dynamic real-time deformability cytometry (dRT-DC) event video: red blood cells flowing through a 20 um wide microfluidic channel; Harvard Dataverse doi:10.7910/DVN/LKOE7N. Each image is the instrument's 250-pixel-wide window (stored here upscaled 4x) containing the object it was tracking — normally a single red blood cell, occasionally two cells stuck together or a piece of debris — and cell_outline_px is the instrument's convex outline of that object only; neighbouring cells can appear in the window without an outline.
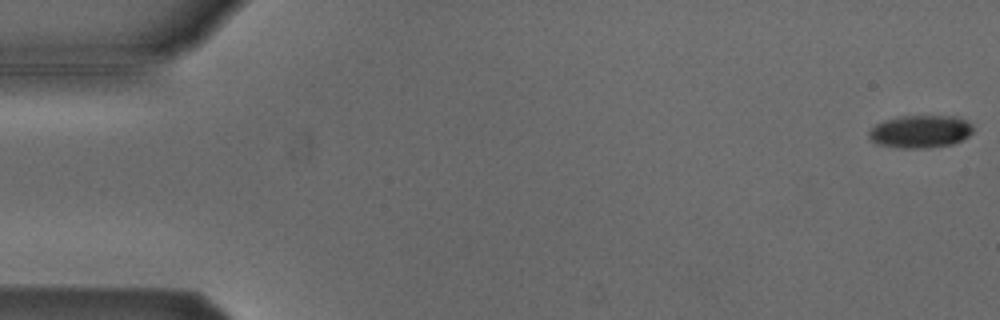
{"species": "Egyptian fruit bat (a non-hibernating species)", "species_latin": "Rousettus aegyptiacus", "temperature_condition": "cold", "stored_images_in_passage": 54, "camera_frame_rate_fps": 3000, "um_per_image_px": 0.085, "animal": {"sex": "male"}, "frame": {"image": 1, "passage_image": 1, "time_ms": 0.0, "image_size_px": [1000, 320], "cell_outline_px": [[972, 132], [968, 136], [952, 144], [928, 148], [904, 148], [876, 144], [868, 136], [868, 132], [876, 124], [884, 120], [904, 116], [956, 116], [972, 124]], "centroid_in_image_um": [78.22, 11.18], "position_along_channel_um": 6.8, "area_um2": 19.71}}
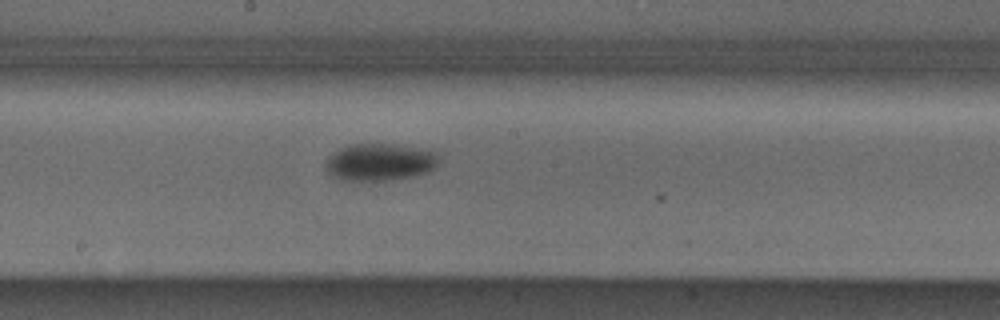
{"frame": {"image": 2, "passage_image": 29, "time_ms": 9.333, "image_size_px": [1000, 320], "cell_outline_px": [[440, 156], [436, 168], [428, 172], [416, 176], [384, 180], [344, 180], [332, 176], [324, 168], [324, 160], [328, 156], [340, 148], [348, 144], [400, 144], [432, 148]], "centroid_in_image_um": [32.34, 13.75], "position_along_channel_um": 215.9, "area_um2": 25.32}}
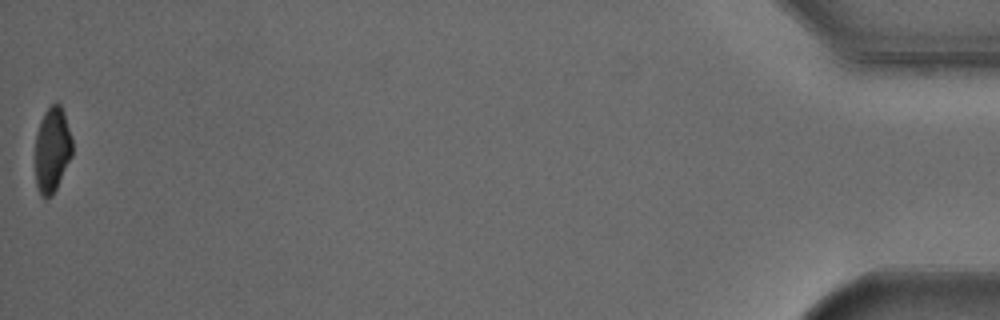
{"frame": {"image": 3, "passage_image": 54, "time_ms": 17.667, "image_size_px": [1000, 320], "cell_outline_px": [[72, 156], [52, 196], [40, 196], [36, 184], [36, 136], [40, 120], [44, 112], [56, 100], [60, 104], [64, 112], [72, 140]], "centroid_in_image_um": [4.44, 12.69], "position_along_channel_um": 430.8, "area_um2": 18.32}, "authors_computed_cell_mechanics": {"area_um2": 22.4264, "velocity_mm_per_s": 3.8198, "shape_relaxation_time_tau1_ms": 2.421, "shape_relaxation_time_tau2_ms": null, "deformation_change_tau1": 0.0925, "deformation_change_tau2": null}}